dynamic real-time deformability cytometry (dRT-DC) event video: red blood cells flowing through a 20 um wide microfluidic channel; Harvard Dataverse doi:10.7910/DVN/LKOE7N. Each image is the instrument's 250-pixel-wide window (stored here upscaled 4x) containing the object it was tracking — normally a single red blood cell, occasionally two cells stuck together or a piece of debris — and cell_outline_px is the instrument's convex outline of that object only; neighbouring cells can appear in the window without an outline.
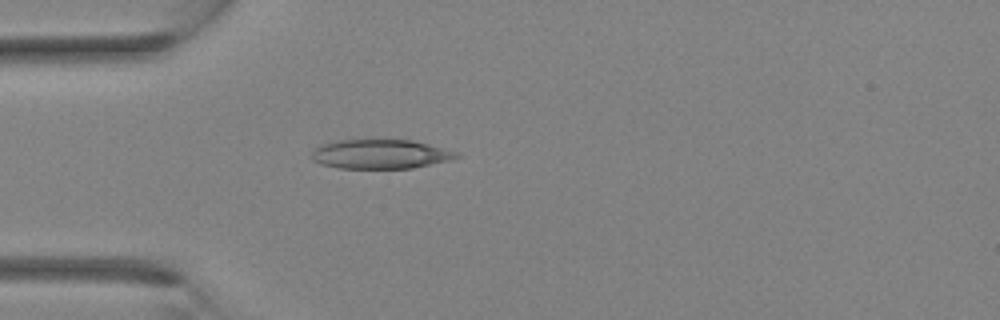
{"species": "Egyptian fruit bat (a non-hibernating species)", "species_latin": "Rousettus aegyptiacus", "temperature_condition": "room temperature", "stored_images_in_passage": 3, "camera_frame_rate_fps": 3000, "um_per_image_px": 0.085, "animal": {"sex": "female"}, "frame": {"image": 1, "passage_image": 3, "time_ms": 0.667, "image_size_px": [1000, 320], "cell_outline_px": [[460, 156], [448, 160], [412, 168], [340, 168], [320, 164], [312, 160], [312, 152], [320, 144], [336, 140], [376, 136], [380, 136], [412, 140], [428, 144], [456, 152]], "centroid_in_image_um": [32.25, 13.04], "position_along_channel_um": 52.7, "area_um2": 25.61}}